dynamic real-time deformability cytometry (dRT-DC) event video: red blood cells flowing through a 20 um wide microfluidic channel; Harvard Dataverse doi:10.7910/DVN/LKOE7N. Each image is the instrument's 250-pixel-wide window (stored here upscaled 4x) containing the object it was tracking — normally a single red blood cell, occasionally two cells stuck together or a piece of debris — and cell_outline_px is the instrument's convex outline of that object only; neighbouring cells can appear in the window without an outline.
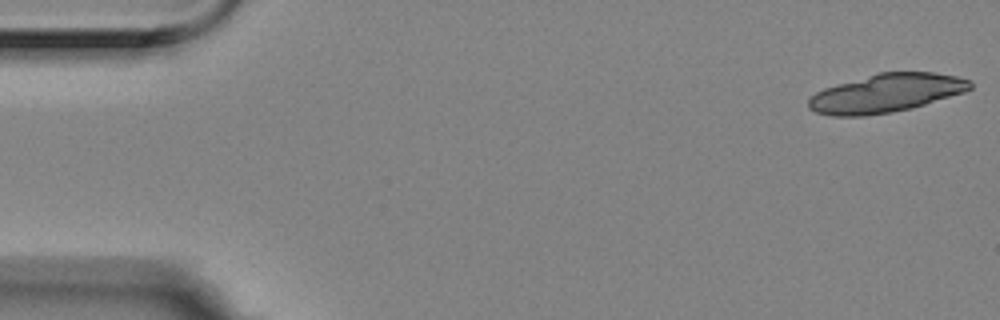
{"species": "Egyptian fruit bat (a non-hibernating species)", "species_latin": "Rousettus aegyptiacus", "temperature_condition": "room temperature", "stored_images_in_passage": 7, "segment_of_instrument_passage": [1, 2], "camera_frame_rate_fps": 3000, "um_per_image_px": 0.085, "animal": {"sex": "female"}, "frame": {"image": 1, "passage_image": 1, "time_ms": 0.0, "image_size_px": [1000, 320], "cell_outline_px": [[972, 88], [964, 92], [912, 108], [892, 112], [864, 116], [832, 116], [816, 112], [808, 108], [808, 100], [816, 92], [824, 88], [880, 72], [936, 72], [956, 76], [972, 80]], "centroid_in_image_um": [75.34, 7.92], "position_along_channel_um": 9.7, "area_um2": 36.13}}